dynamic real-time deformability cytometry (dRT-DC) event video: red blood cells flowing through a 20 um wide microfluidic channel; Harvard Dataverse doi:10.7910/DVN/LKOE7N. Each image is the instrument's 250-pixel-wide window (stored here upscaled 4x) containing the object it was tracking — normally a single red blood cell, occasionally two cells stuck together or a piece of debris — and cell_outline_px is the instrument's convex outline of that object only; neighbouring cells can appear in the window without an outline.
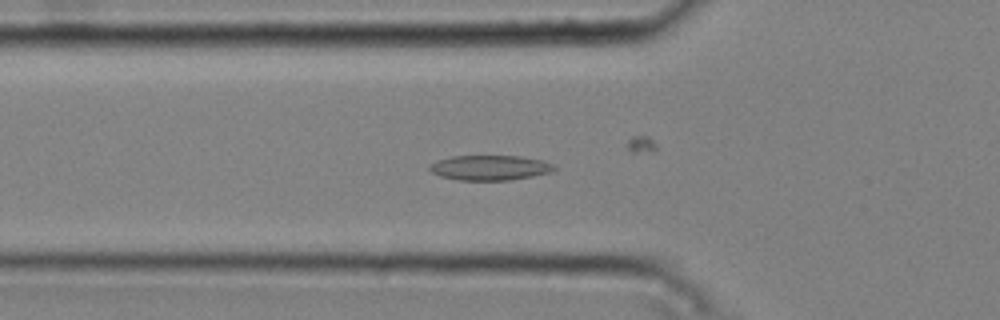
{"species": "common noctule bat (a hibernating species)", "species_latin": "Nyctalus noctula", "temperature_condition": "cold", "stored_images_in_passage": 38, "camera_frame_rate_fps": 3000, "um_per_image_px": 0.085, "animal": {"sex": "male", "body_mass_g": 20.4}, "frame": {"image": 1, "passage_image": 13, "time_ms": 4.0, "image_size_px": [1000, 320], "cell_outline_px": [[556, 168], [552, 172], [532, 176], [508, 180], [460, 180], [440, 176], [432, 172], [428, 168], [428, 164], [452, 156], [520, 156], [544, 160], [552, 164]], "centroid_in_image_um": [41.65, 14.25], "position_along_channel_um": 84.2, "area_um2": 18.09}}
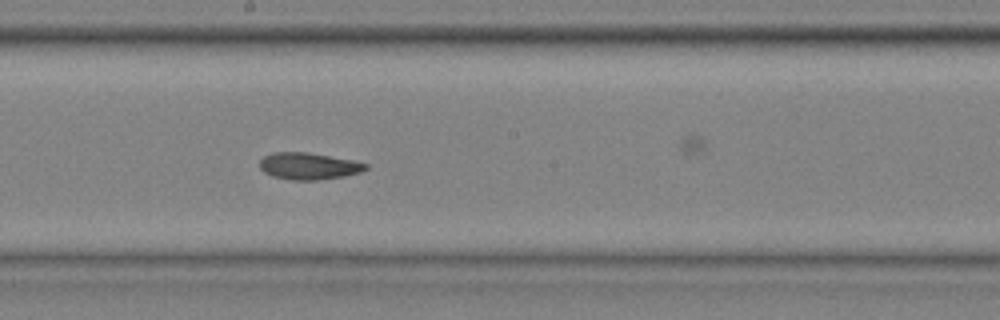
{"frame": {"image": 2, "passage_image": 24, "time_ms": 7.667, "image_size_px": [1000, 320], "cell_outline_px": [[368, 168], [360, 172], [344, 176], [316, 180], [292, 180], [272, 176], [264, 172], [260, 168], [260, 160], [264, 156], [272, 152], [308, 152], [352, 160], [368, 164]], "centroid_in_image_um": [26.22, 14.11], "position_along_channel_um": 222.0, "area_um2": 16.53}}
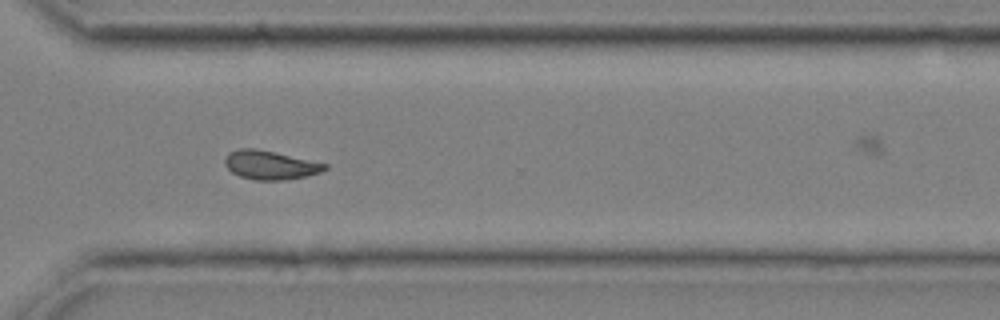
{"frame": {"image": 3, "passage_image": 34, "time_ms": 11.0, "image_size_px": [1000, 320], "cell_outline_px": [[328, 168], [320, 172], [304, 176], [284, 180], [256, 180], [240, 176], [232, 172], [224, 164], [224, 160], [228, 152], [240, 148], [256, 148], [328, 164]], "centroid_in_image_um": [22.94, 14.02], "position_along_channel_um": 347.7, "area_um2": 16.65}}